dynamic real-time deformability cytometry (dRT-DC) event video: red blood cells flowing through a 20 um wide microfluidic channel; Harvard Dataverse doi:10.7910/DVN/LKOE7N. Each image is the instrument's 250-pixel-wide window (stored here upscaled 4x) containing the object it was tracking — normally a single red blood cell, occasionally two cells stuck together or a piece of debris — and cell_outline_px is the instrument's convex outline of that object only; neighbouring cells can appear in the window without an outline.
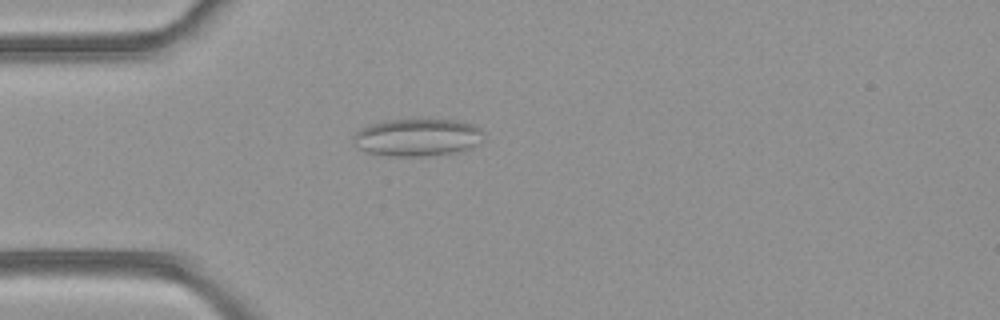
{"species": "common noctule bat (a hibernating species)", "species_latin": "Nyctalus noctula", "temperature_condition": "room temperature", "stored_images_in_passage": 37, "camera_frame_rate_fps": 3000, "um_per_image_px": 0.085, "animal": {"sex": "female", "body_mass_g": 21.9}, "frame": {"image": 1, "passage_image": 1, "time_ms": 0.0, "image_size_px": [1000, 320], "cell_outline_px": [[488, 132], [484, 140], [468, 148], [452, 152], [424, 156], [388, 156], [368, 152], [356, 148], [352, 140], [352, 136], [360, 128], [372, 124], [392, 120], [452, 120], [472, 124]], "centroid_in_image_um": [35.48, 11.68], "position_along_channel_um": 49.5, "area_um2": 28.44}}
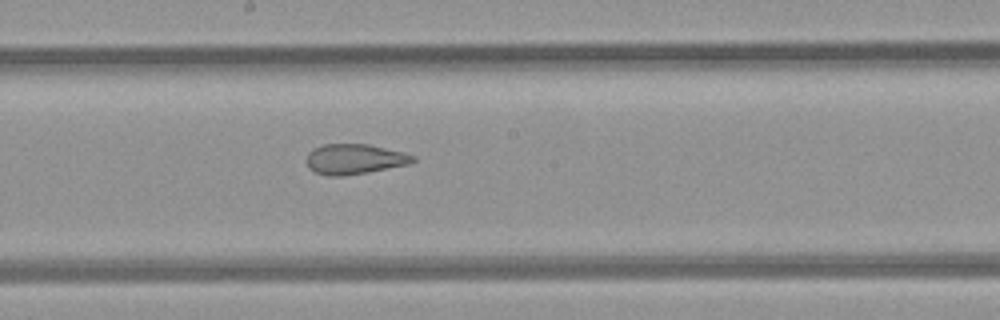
{"frame": {"image": 2, "passage_image": 14, "time_ms": 4.333, "image_size_px": [1000, 320], "cell_outline_px": [[416, 160], [408, 164], [368, 172], [344, 176], [328, 176], [316, 172], [308, 168], [308, 152], [324, 144], [368, 144], [404, 152], [416, 156]], "centroid_in_image_um": [30.16, 13.52], "position_along_channel_um": 218.0, "area_um2": 18.61}}
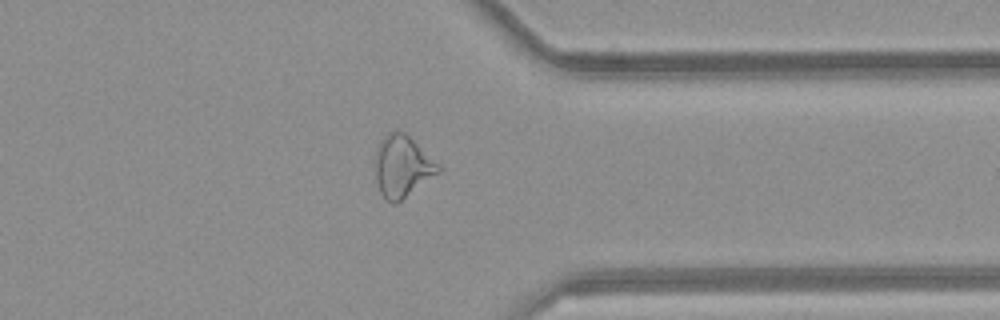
{"frame": {"image": 3, "passage_image": 26, "time_ms": 8.333, "image_size_px": [1000, 320], "cell_outline_px": [[440, 172], [396, 204], [392, 204], [380, 192], [376, 180], [376, 148], [380, 140], [388, 132], [396, 128], [404, 132], [440, 164]], "centroid_in_image_um": [34.19, 14.11], "position_along_channel_um": 377.2, "area_um2": 22.66}, "authors_computed_cell_mechanics": {"area_um2": 21.5016, "velocity_mm_per_s": 4.1311, "shape_relaxation_time_tau1_ms": null, "shape_relaxation_time_tau2_ms": 1.5634, "deformation_change_tau1": null, "deformation_change_tau2": 0.0955}}